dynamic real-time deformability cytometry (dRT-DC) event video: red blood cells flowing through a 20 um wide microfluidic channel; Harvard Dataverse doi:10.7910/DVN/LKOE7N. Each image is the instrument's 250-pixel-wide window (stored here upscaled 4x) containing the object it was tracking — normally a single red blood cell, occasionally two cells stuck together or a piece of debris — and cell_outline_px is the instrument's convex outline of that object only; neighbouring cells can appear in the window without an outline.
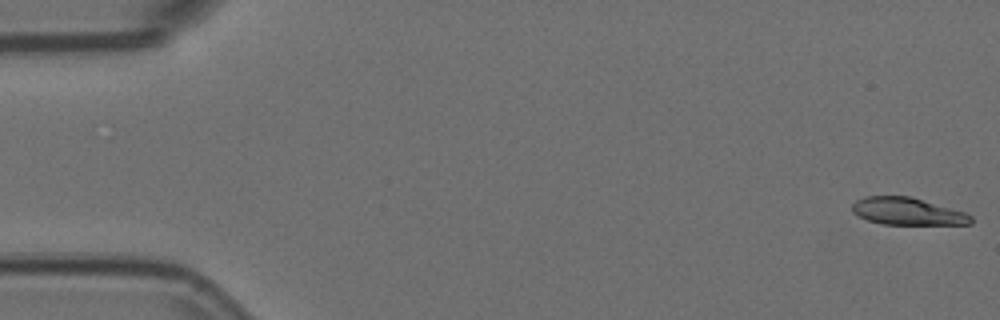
{"species": "Egyptian fruit bat (a non-hibernating species)", "species_latin": "Rousettus aegyptiacus", "temperature_condition": "room temperature", "stored_images_in_passage": 8, "camera_frame_rate_fps": 3000, "um_per_image_px": 0.085, "animal": {"sex": "female"}, "frame": {"image": 1, "passage_image": 1, "time_ms": 0.0, "image_size_px": [1000, 320], "cell_outline_px": [[972, 224], [884, 224], [868, 220], [852, 212], [852, 204], [856, 200], [864, 196], [908, 196], [964, 212], [972, 216]], "centroid_in_image_um": [77.1, 17.96], "position_along_channel_um": 7.9, "area_um2": 18.55}}
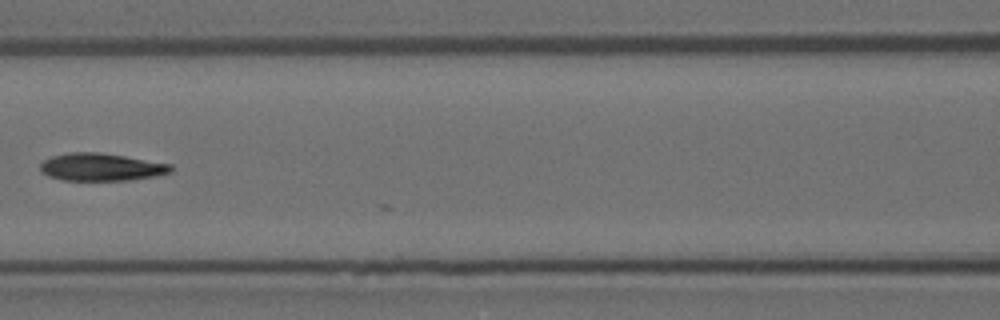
{"frame": {"image": 2, "passage_image": 8, "time_ms": 2.333, "image_size_px": [1000, 320], "cell_outline_px": [[172, 172], [156, 176], [128, 180], [64, 180], [48, 176], [40, 172], [40, 164], [44, 160], [52, 156], [68, 152], [100, 152], [172, 164]], "centroid_in_image_um": [8.59, 14.2], "position_along_channel_um": 158.0, "area_um2": 21.04}}